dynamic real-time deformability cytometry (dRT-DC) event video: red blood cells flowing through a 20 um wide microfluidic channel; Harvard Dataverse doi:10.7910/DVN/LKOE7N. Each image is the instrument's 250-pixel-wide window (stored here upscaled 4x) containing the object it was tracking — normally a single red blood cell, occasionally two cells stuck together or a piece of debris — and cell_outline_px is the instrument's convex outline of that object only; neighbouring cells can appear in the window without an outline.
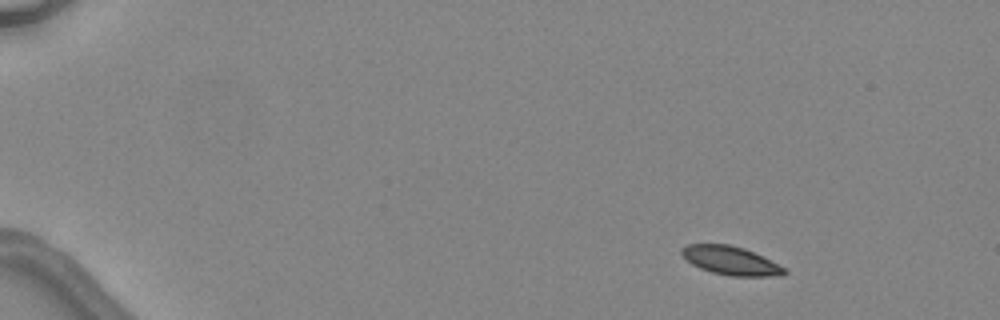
{"species": "common noctule bat (a hibernating species)", "species_latin": "Nyctalus noctula", "temperature_condition": "warm", "stored_images_in_passage": 4, "camera_frame_rate_fps": 3000, "um_per_image_px": 0.085, "animal": {"sex": "female", "body_mass_g": 24.6, "forearm_length_mm": 56.2}, "frame": {"image": 1, "passage_image": 1, "time_ms": 0.0, "image_size_px": [1000, 320], "cell_outline_px": [[788, 272], [784, 276], [732, 276], [712, 272], [700, 268], [692, 264], [680, 252], [680, 248], [688, 244], [728, 244], [744, 248], [764, 256], [788, 268]], "centroid_in_image_um": [62.19, 22.15], "position_along_channel_um": 22.8, "area_um2": 17.34}}